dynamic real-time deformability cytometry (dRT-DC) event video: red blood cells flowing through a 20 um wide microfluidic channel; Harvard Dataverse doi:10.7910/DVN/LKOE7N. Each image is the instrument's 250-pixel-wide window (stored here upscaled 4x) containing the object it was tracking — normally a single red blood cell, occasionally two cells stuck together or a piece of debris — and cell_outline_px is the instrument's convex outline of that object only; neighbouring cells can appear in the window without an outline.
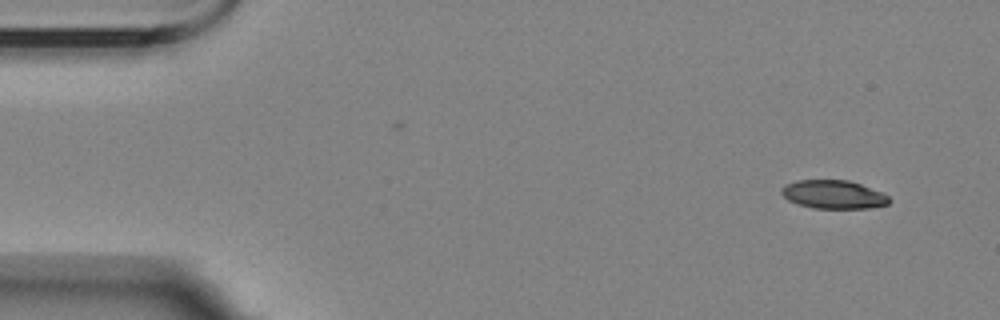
{"species": "Egyptian fruit bat (a non-hibernating species)", "species_latin": "Rousettus aegyptiacus", "temperature_condition": "room temperature", "stored_images_in_passage": 7, "camera_frame_rate_fps": 3000, "um_per_image_px": 0.085, "animal": {"sex": "female"}, "frame": {"image": 1, "passage_image": 1, "time_ms": 0.0, "image_size_px": [1000, 320], "cell_outline_px": [[888, 204], [868, 208], [812, 208], [788, 200], [780, 192], [780, 188], [784, 184], [796, 180], [848, 180], [860, 184], [880, 192], [888, 196]], "centroid_in_image_um": [70.78, 16.52], "position_along_channel_um": 14.2, "area_um2": 17.69}}
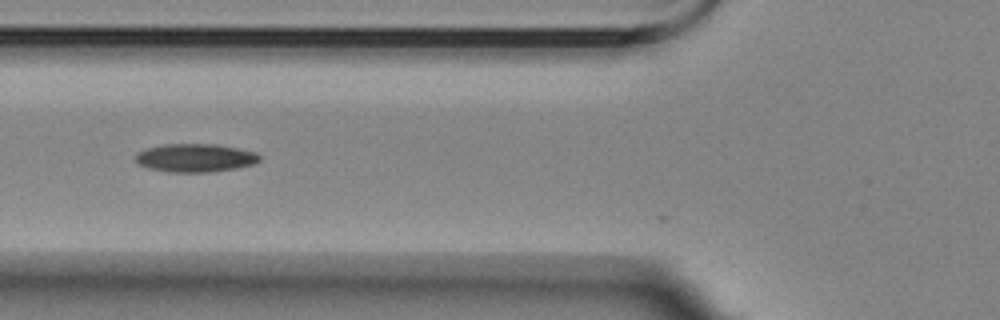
{"frame": {"image": 2, "passage_image": 5, "time_ms": 5.667, "image_size_px": [1000, 320], "cell_outline_px": [[260, 160], [252, 164], [236, 168], [208, 172], [168, 172], [148, 168], [140, 164], [136, 160], [136, 156], [140, 152], [148, 148], [164, 144], [216, 144], [256, 152], [260, 156]], "centroid_in_image_um": [16.61, 13.42], "position_along_channel_um": 109.2, "area_um2": 20.17}}
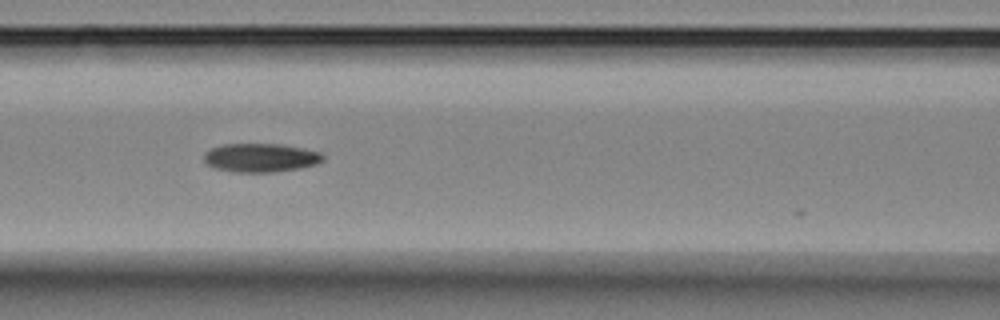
{"frame": {"image": 3, "passage_image": 6, "time_ms": 6.667, "image_size_px": [1000, 320], "cell_outline_px": [[324, 160], [316, 164], [300, 168], [272, 172], [236, 172], [216, 168], [208, 164], [204, 160], [204, 152], [220, 144], [280, 144], [320, 152], [324, 156]], "centroid_in_image_um": [22.15, 13.4], "position_along_channel_um": 144.5, "area_um2": 19.77}}